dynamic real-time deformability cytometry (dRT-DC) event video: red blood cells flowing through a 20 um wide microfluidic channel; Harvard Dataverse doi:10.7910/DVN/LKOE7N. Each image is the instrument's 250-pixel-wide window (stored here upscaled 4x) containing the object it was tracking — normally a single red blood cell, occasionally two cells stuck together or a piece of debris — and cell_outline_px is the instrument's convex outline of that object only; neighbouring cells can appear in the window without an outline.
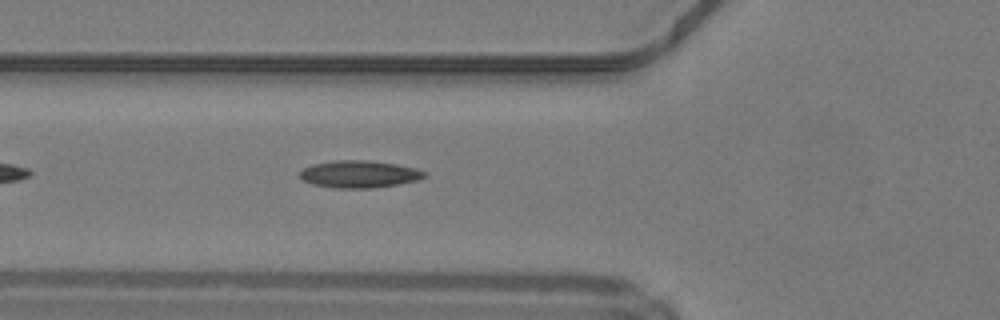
{"species": "common noctule bat (a hibernating species)", "species_latin": "Nyctalus noctula", "temperature_condition": "warm", "stored_images_in_passage": 35, "camera_frame_rate_fps": 3000, "um_per_image_px": 0.085, "animal": {"sex": "male", "body_mass_g": 19.2, "forearm_length_mm": 51.8}, "frame": {"image": 1, "passage_image": 6, "time_ms": 1.667, "image_size_px": [1000, 320], "cell_outline_px": [[428, 176], [416, 180], [396, 184], [372, 188], [336, 188], [312, 184], [304, 180], [300, 176], [300, 172], [304, 168], [312, 164], [336, 160], [368, 160], [396, 164], [416, 168], [424, 172]], "centroid_in_image_um": [30.53, 14.79], "position_along_channel_um": 95.3, "area_um2": 19.59}, "authors_computed_cell_mechanics": {"area_um2": 18.496, "velocity_mm_per_s": 4.2409, "shape_relaxation_time_tau1_ms": 6.8716, "shape_relaxation_time_tau2_ms": 2.549, "deformation_change_tau1": 0.1954, "deformation_change_tau2": 0.1067}}